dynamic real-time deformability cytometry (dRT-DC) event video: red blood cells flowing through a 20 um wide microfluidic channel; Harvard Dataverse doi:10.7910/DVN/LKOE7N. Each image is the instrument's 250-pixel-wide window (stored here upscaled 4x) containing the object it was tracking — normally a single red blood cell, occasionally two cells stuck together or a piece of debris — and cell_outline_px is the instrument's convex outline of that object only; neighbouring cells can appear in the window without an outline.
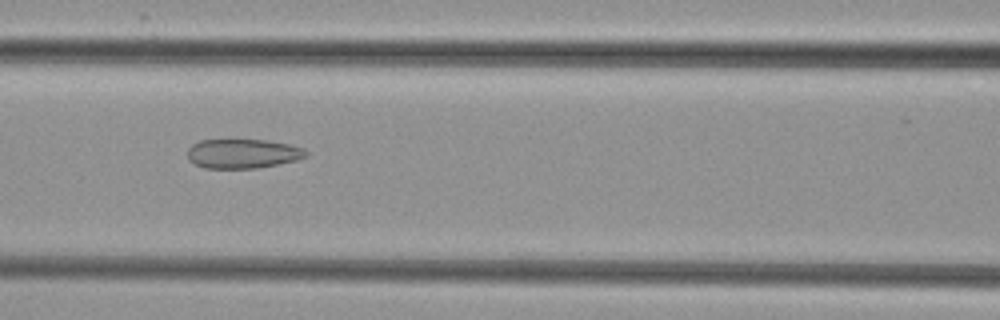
{"species": "common noctule bat (a hibernating species)", "species_latin": "Nyctalus noctula", "temperature_condition": "cold", "stored_images_in_passage": 11, "camera_frame_rate_fps": 3000, "um_per_image_px": 0.085, "animal": {"sex": "female", "body_mass_g": 29.2, "forearm_length_mm": 56.3}, "frame": {"image": 1, "passage_image": 8, "time_ms": 9.333, "image_size_px": [1000, 320], "cell_outline_px": [[308, 156], [296, 160], [256, 168], [204, 168], [188, 160], [188, 148], [192, 144], [200, 140], [264, 140], [292, 144], [304, 148], [308, 152]], "centroid_in_image_um": [20.65, 13.05], "position_along_channel_um": 146.0, "area_um2": 20.29}}
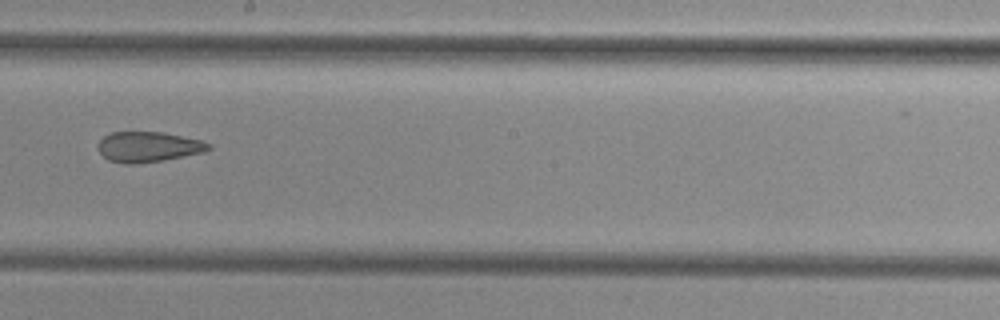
{"frame": {"image": 2, "passage_image": 10, "time_ms": 11.667, "image_size_px": [1000, 320], "cell_outline_px": [[212, 148], [204, 152], [164, 160], [132, 164], [124, 164], [108, 160], [96, 148], [96, 144], [104, 136], [112, 132], [164, 132], [200, 140], [212, 144]], "centroid_in_image_um": [12.59, 12.48], "position_along_channel_um": 235.6, "area_um2": 19.65}}
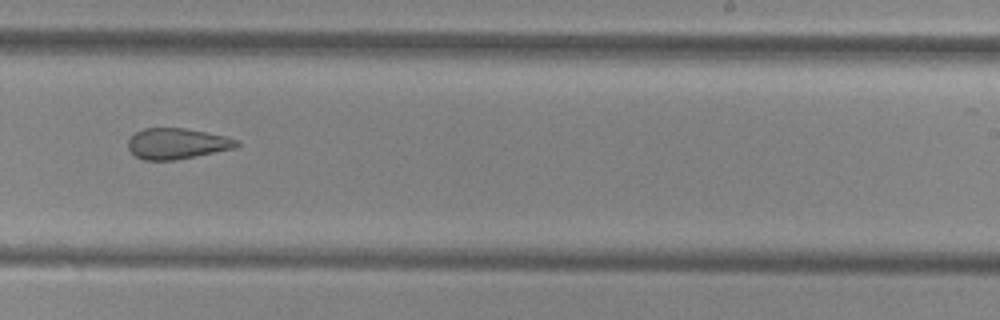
{"frame": {"image": 3, "passage_image": 11, "time_ms": 12.667, "image_size_px": [1000, 320], "cell_outline_px": [[240, 144], [236, 148], [176, 160], [144, 160], [136, 156], [128, 148], [128, 140], [136, 132], [144, 128], [184, 128], [228, 136], [236, 140]], "centroid_in_image_um": [15.06, 12.21], "position_along_channel_um": 273.9, "area_um2": 19.48}}